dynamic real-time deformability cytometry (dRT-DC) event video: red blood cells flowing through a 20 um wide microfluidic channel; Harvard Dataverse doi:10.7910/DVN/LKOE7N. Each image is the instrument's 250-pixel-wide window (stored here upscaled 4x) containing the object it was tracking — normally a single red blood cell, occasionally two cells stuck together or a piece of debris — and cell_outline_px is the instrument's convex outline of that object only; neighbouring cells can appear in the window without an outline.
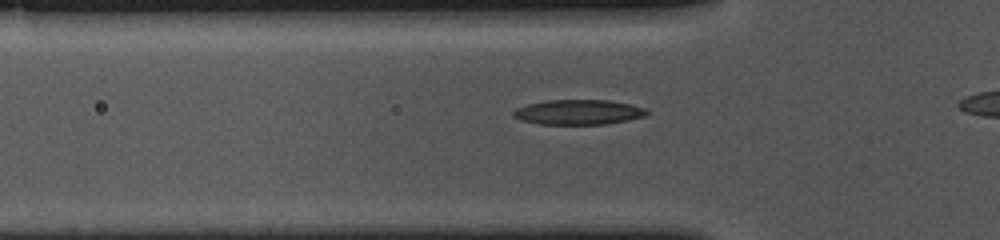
{"species": "common noctule bat (a hibernating species)", "species_latin": "Nyctalus noctula", "temperature_condition": "cold", "stored_images_in_passage": 16, "camera_frame_rate_fps": 3000, "um_per_image_px": 0.085, "animal": {"sex": "female", "body_mass_g": 10.0, "forearm_length_mm": 53.1}, "frame": {"image": 1, "passage_image": 10, "time_ms": 3.0, "image_size_px": [1000, 240], "cell_outline_px": [[648, 116], [628, 120], [604, 124], [540, 124], [520, 120], [512, 116], [512, 112], [516, 108], [528, 104], [548, 100], [608, 100], [648, 108]], "centroid_in_image_um": [49.18, 9.53], "position_along_channel_um": 76.6, "area_um2": 19.48}}
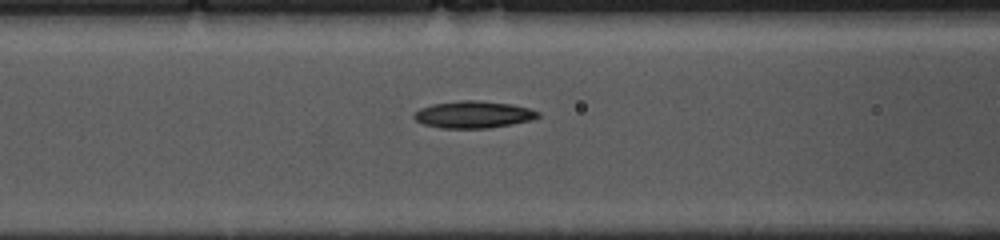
{"frame": {"image": 2, "passage_image": 14, "time_ms": 4.333, "image_size_px": [1000, 240], "cell_outline_px": [[540, 116], [532, 120], [512, 124], [488, 128], [440, 128], [424, 124], [416, 120], [412, 116], [420, 108], [432, 104], [460, 100], [476, 100], [512, 104], [528, 108], [540, 112]], "centroid_in_image_um": [40.25, 9.73], "position_along_channel_um": 126.4, "area_um2": 19.54}}